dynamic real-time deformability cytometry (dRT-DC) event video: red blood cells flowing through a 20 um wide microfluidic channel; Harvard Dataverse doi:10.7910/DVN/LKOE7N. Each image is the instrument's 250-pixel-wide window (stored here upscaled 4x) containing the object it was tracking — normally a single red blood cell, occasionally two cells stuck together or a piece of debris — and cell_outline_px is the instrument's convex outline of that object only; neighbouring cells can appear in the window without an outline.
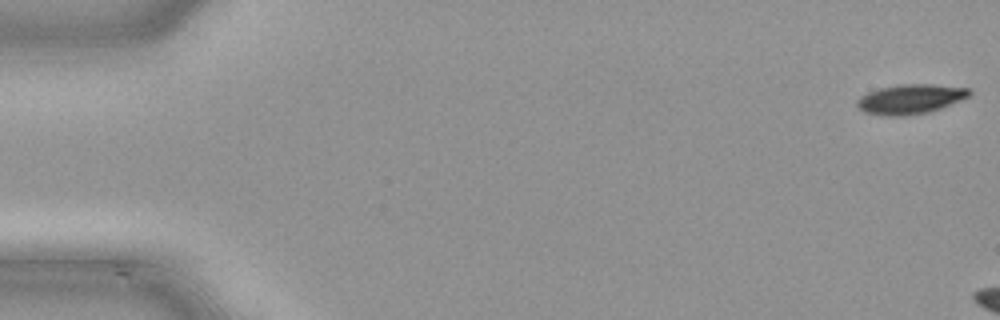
{"species": "common noctule bat (a hibernating species)", "species_latin": "Nyctalus noctula", "temperature_condition": "cold", "stored_images_in_passage": 7, "camera_frame_rate_fps": 3000, "um_per_image_px": 0.085, "animal": {"sex": "male", "body_mass_g": 21.5, "forearm_length_mm": 52.0}, "frame": {"image": 1, "passage_image": 1, "time_ms": 0.0, "image_size_px": [1000, 320], "cell_outline_px": [[972, 92], [968, 96], [960, 100], [940, 108], [928, 112], [904, 116], [880, 116], [864, 112], [856, 104], [856, 100], [860, 96], [868, 92], [880, 88], [900, 84], [932, 84], [968, 88]], "centroid_in_image_um": [77.34, 8.42], "position_along_channel_um": 7.7, "area_um2": 19.36}}